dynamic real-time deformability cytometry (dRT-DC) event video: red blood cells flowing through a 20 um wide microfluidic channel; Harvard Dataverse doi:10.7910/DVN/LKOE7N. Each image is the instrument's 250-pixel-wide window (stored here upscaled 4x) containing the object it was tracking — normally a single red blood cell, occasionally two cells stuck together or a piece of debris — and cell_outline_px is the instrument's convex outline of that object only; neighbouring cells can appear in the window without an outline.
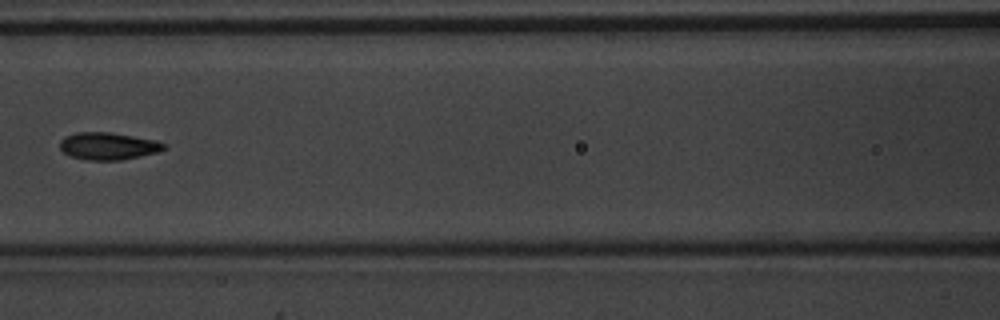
{"species": "common noctule bat (a hibernating species)", "species_latin": "Nyctalus noctula", "temperature_condition": "warm", "stored_images_in_passage": 5, "camera_frame_rate_fps": 3000, "um_per_image_px": 0.085, "animal": {"sex": "male", "body_mass_g": 20.1, "forearm_length_mm": 53.5}, "frame": {"image": 1, "passage_image": 5, "time_ms": 1.333, "image_size_px": [1000, 320], "cell_outline_px": [[168, 148], [160, 152], [120, 160], [88, 160], [72, 156], [64, 152], [60, 148], [60, 140], [64, 136], [76, 132], [112, 132], [156, 140], [168, 144]], "centroid_in_image_um": [9.25, 12.4], "position_along_channel_um": 157.4, "area_um2": 16.76}}